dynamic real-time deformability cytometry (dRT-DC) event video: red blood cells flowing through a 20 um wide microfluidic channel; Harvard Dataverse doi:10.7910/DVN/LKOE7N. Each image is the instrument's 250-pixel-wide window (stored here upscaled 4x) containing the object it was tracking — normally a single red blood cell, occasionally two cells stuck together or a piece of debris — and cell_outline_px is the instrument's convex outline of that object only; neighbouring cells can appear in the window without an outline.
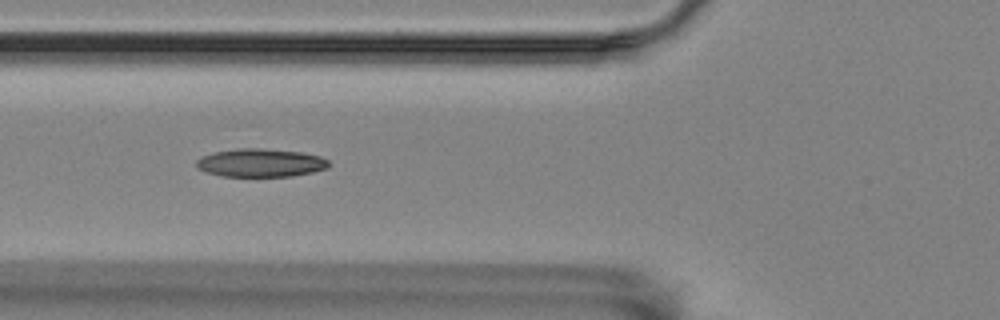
{"species": "Egyptian fruit bat (a non-hibernating species)", "species_latin": "Rousettus aegyptiacus", "temperature_condition": "room temperature", "stored_images_in_passage": 42, "camera_frame_rate_fps": 3000, "um_per_image_px": 0.085, "animal": {"sex": "female"}, "frame": {"image": 1, "passage_image": 8, "time_ms": 2.333, "image_size_px": [1000, 320], "cell_outline_px": [[332, 164], [328, 168], [312, 172], [292, 176], [220, 176], [204, 172], [196, 168], [196, 160], [200, 156], [212, 152], [236, 148], [260, 148], [300, 152], [320, 156], [328, 160]], "centroid_in_image_um": [22.11, 13.83], "position_along_channel_um": 103.7, "area_um2": 22.08}}
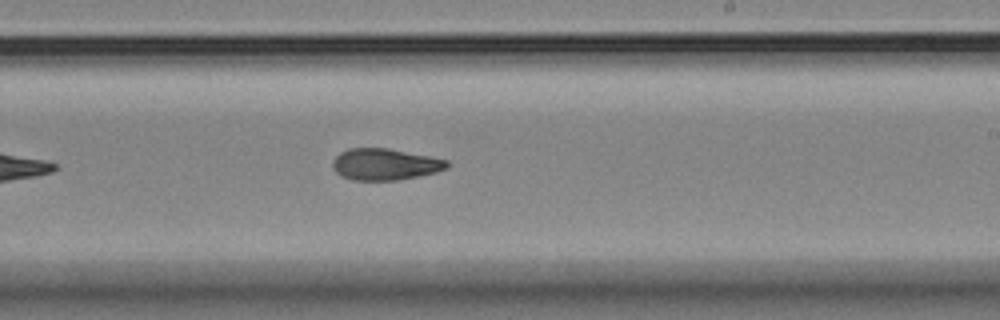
{"frame": {"image": 2, "passage_image": 21, "time_ms": 6.667, "image_size_px": [1000, 320], "cell_outline_px": [[448, 168], [436, 172], [420, 176], [396, 180], [352, 180], [340, 176], [332, 168], [332, 160], [340, 152], [348, 148], [388, 148], [448, 160]], "centroid_in_image_um": [32.69, 13.97], "position_along_channel_um": 256.3, "area_um2": 21.1}}
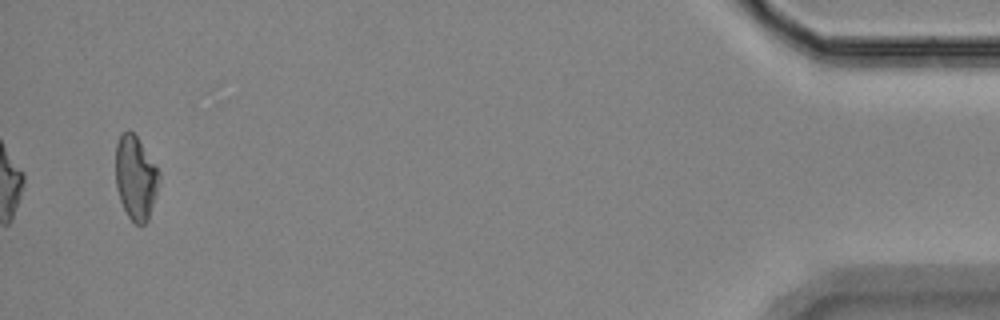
{"frame": {"image": 3, "passage_image": 42, "time_ms": 13.667, "image_size_px": [1000, 320], "cell_outline_px": [[160, 180], [148, 220], [144, 224], [136, 224], [128, 216], [120, 200], [116, 188], [116, 144], [120, 132], [128, 128], [136, 136], [156, 164], [160, 172]], "centroid_in_image_um": [11.53, 15.06], "position_along_channel_um": 423.7, "area_um2": 21.39}, "authors_computed_cell_mechanics": {"area_um2": 21.3282, "velocity_mm_per_s": 3.5097, "shape_relaxation_time_tau1_ms": null, "shape_relaxation_time_tau2_ms": 3.1409, "deformation_change_tau1": null, "deformation_change_tau2": 0.0901}}